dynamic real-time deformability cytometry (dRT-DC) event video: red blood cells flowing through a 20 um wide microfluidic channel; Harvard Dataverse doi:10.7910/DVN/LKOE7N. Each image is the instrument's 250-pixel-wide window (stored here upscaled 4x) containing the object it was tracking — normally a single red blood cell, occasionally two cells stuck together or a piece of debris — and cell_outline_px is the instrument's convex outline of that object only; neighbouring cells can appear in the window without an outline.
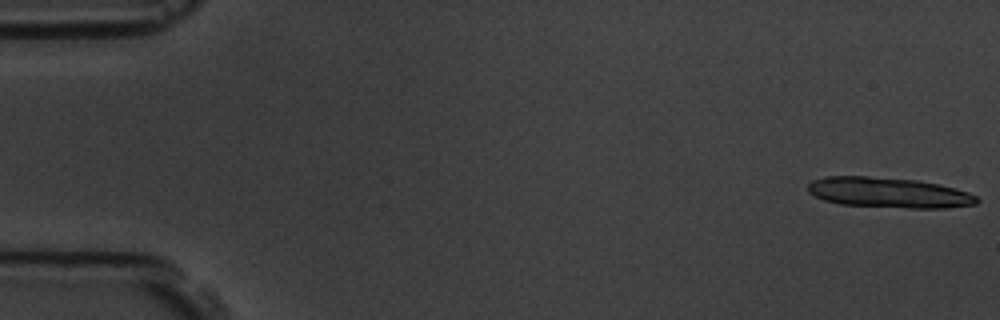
{"species": "common noctule bat (a hibernating species)", "species_latin": "Nyctalus noctula", "temperature_condition": "room temperature", "stored_images_in_passage": 6, "camera_frame_rate_fps": 3000, "um_per_image_px": 0.085, "animal": {"sex": "male", "body_mass_g": 19.5, "forearm_length_mm": 54.6}, "frame": {"image": 1, "passage_image": 1, "time_ms": 0.0, "image_size_px": [1000, 320], "cell_outline_px": [[980, 200], [976, 204], [948, 208], [908, 208], [840, 204], [824, 200], [808, 192], [808, 184], [812, 180], [824, 176], [868, 176], [916, 180], [940, 184], [968, 192], [976, 196]], "centroid_in_image_um": [75.54, 16.37], "position_along_channel_um": 9.5, "area_um2": 29.94}}
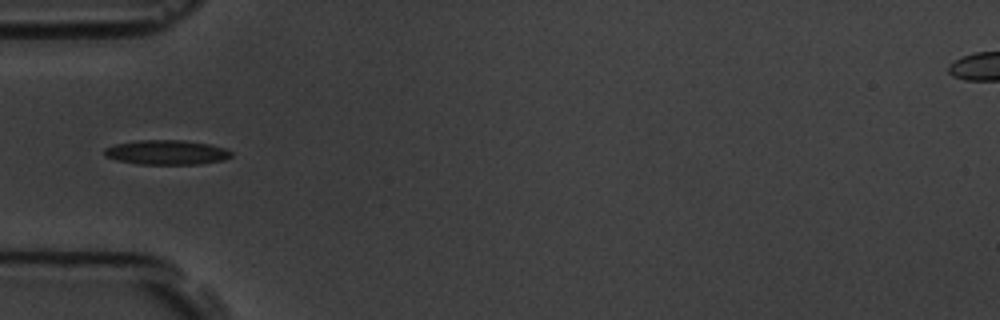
{"frame": {"image": 2, "passage_image": 6, "time_ms": 5.667, "image_size_px": [1000, 320], "cell_outline_px": [[232, 156], [224, 160], [200, 164], [136, 164], [116, 160], [104, 156], [104, 148], [116, 144], [136, 140], [184, 140], [208, 144], [224, 148], [232, 152]], "centroid_in_image_um": [14.14, 12.95], "position_along_channel_um": 70.9, "area_um2": 18.26}}